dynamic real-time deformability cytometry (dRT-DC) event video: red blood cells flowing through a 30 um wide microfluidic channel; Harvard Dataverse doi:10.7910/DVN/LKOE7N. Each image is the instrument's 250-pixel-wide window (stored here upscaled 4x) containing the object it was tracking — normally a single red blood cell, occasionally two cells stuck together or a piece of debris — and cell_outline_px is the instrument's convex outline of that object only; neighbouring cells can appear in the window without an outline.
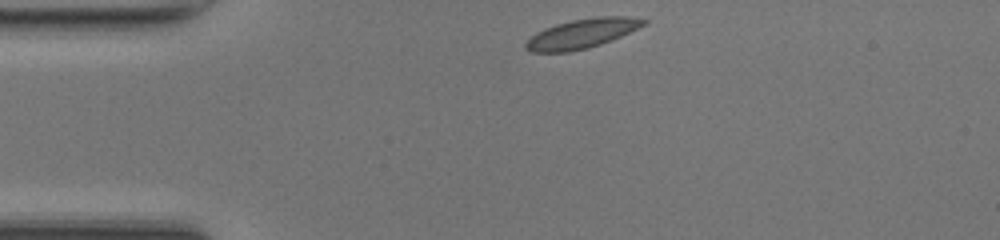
{"species": "common noctule bat (a hibernating species)", "species_latin": "Nyctalus noctula", "temperature_condition": "room temperature", "stored_images_in_passage": 40, "camera_frame_rate_fps": 3000, "um_per_image_px": 0.085, "animal": {"sex": "female", "body_mass_g": 17.0, "forearm_length_mm": 48.0}, "frame": {"image": 1, "passage_image": 1, "time_ms": 0.0, "image_size_px": [1000, 240], "cell_outline_px": [[648, 24], [612, 40], [588, 48], [568, 52], [532, 52], [524, 48], [524, 44], [536, 32], [544, 28], [556, 24], [572, 20], [596, 16], [628, 16], [648, 20]], "centroid_in_image_um": [49.49, 2.85], "position_along_channel_um": 35.5, "area_um2": 20.35}}
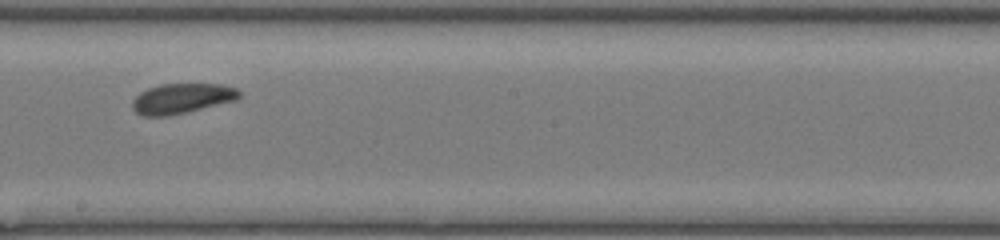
{"frame": {"image": 2, "passage_image": 18, "time_ms": 5.667, "image_size_px": [1000, 240], "cell_outline_px": [[240, 96], [236, 100], [188, 112], [168, 116], [144, 116], [136, 112], [132, 108], [132, 100], [140, 92], [148, 88], [160, 84], [224, 84], [236, 88], [240, 92]], "centroid_in_image_um": [15.45, 8.37], "position_along_channel_um": 232.7, "area_um2": 18.84}}
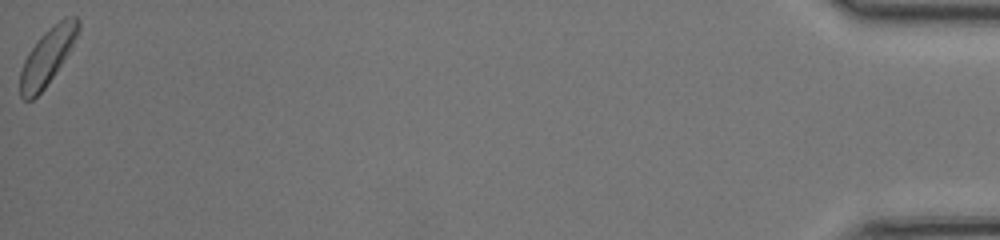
{"frame": {"image": 3, "passage_image": 40, "time_ms": 13.0, "image_size_px": [1000, 240], "cell_outline_px": [[80, 28], [68, 52], [44, 88], [32, 100], [24, 100], [20, 96], [20, 72], [24, 60], [28, 52], [40, 36], [48, 28], [60, 20], [68, 16], [76, 16], [80, 20]], "centroid_in_image_um": [4.0, 4.78], "position_along_channel_um": 431.2, "area_um2": 18.61}, "authors_computed_cell_mechanics": {"area_um2": 18.9006, "velocity_mm_per_s": 4.1718, "shape_relaxation_time_tau1_ms": 1.5777, "shape_relaxation_time_tau2_ms": 7.0174, "deformation_change_tau1": 0.0591, "deformation_change_tau2": 0.1132}}